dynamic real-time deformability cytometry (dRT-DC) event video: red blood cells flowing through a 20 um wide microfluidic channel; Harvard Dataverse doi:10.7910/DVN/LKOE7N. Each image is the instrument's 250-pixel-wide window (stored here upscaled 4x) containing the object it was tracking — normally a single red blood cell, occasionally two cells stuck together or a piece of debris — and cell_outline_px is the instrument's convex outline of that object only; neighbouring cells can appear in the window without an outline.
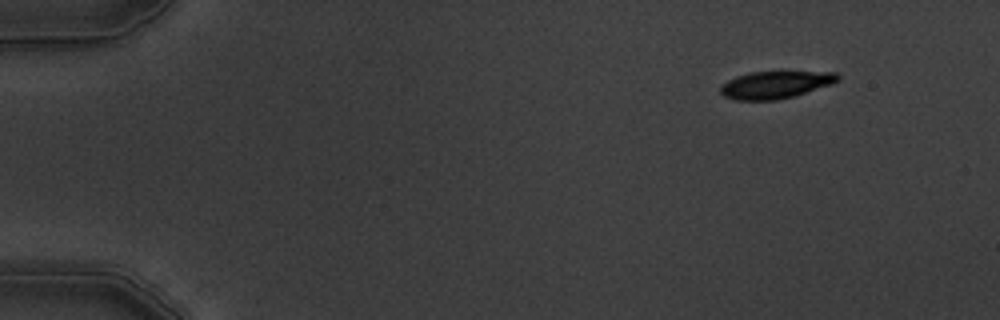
{"species": "common noctule bat (a hibernating species)", "species_latin": "Nyctalus noctula", "temperature_condition": "warm", "stored_images_in_passage": 4, "camera_frame_rate_fps": 3000, "um_per_image_px": 0.085, "animal": {"sex": "male", "body_mass_g": 19.5, "forearm_length_mm": 54.6}, "frame": {"image": 1, "passage_image": 1, "time_ms": 0.0, "image_size_px": [1000, 320], "cell_outline_px": [[840, 80], [832, 84], [796, 96], [776, 100], [736, 100], [724, 96], [720, 92], [720, 84], [736, 76], [748, 72], [784, 68], [836, 72], [840, 76]], "centroid_in_image_um": [65.98, 7.13], "position_along_channel_um": 19.0, "area_um2": 20.11}}
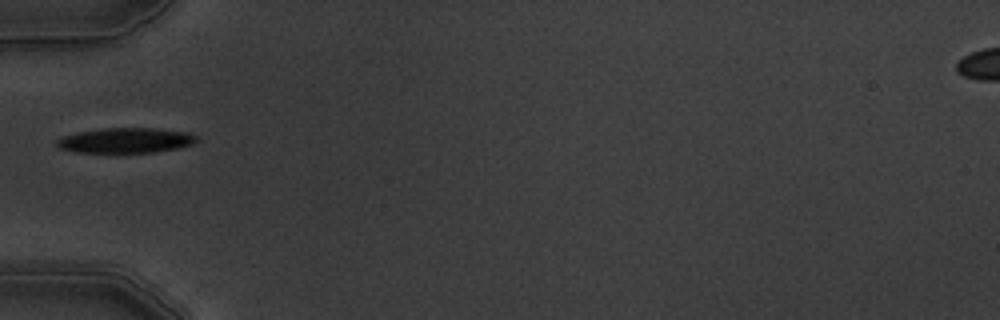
{"frame": {"image": 2, "passage_image": 4, "time_ms": 4.333, "image_size_px": [1000, 320], "cell_outline_px": [[200, 140], [192, 144], [176, 148], [152, 152], [76, 152], [60, 148], [56, 144], [56, 140], [64, 136], [80, 132], [100, 128], [152, 128], [188, 132], [196, 136]], "centroid_in_image_um": [10.7, 11.93], "position_along_channel_um": 74.3, "area_um2": 20.23}}